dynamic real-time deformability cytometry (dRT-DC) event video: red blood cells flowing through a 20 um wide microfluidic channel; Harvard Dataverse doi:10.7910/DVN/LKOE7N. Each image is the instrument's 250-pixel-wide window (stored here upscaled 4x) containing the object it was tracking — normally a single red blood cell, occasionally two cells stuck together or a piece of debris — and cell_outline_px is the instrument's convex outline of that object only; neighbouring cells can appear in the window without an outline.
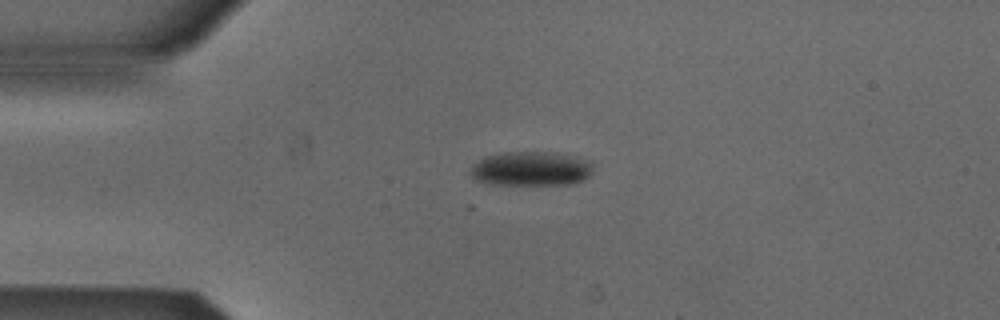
{"species": "Egyptian fruit bat (a non-hibernating species)", "species_latin": "Rousettus aegyptiacus", "temperature_condition": "cold", "stored_images_in_passage": 22, "camera_frame_rate_fps": 3000, "um_per_image_px": 0.085, "animal": {"sex": "male"}, "frame": {"image": 1, "passage_image": 1, "time_ms": 0.0, "image_size_px": [1000, 320], "cell_outline_px": [[592, 172], [584, 180], [572, 184], [484, 184], [476, 180], [468, 172], [472, 164], [488, 156], [504, 152], [544, 152], [576, 156], [592, 164]], "centroid_in_image_um": [45.1, 14.35], "position_along_channel_um": 39.9, "area_um2": 24.45}}
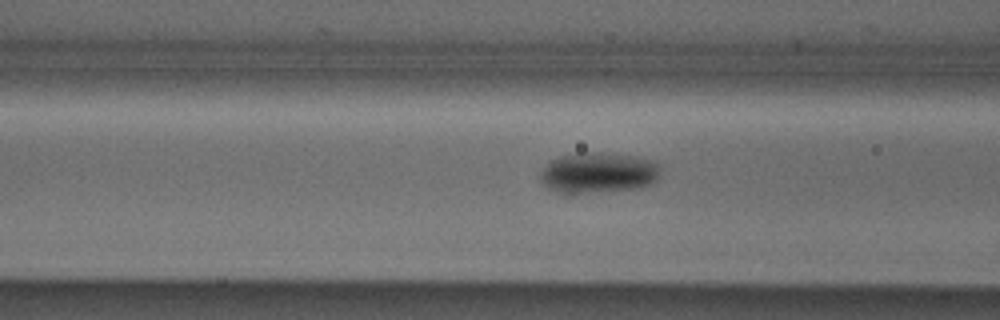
{"frame": {"image": 2, "passage_image": 9, "time_ms": 2.667, "image_size_px": [1000, 320], "cell_outline_px": [[660, 168], [656, 180], [652, 184], [640, 188], [572, 196], [564, 196], [548, 188], [540, 180], [540, 172], [552, 160], [564, 156], [584, 152], [632, 156], [652, 160], [660, 164]], "centroid_in_image_um": [50.84, 14.76], "position_along_channel_um": 115.8, "area_um2": 28.96}}
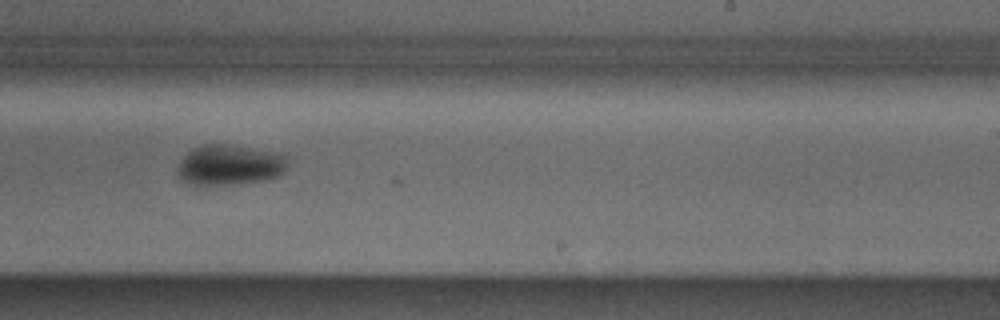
{"frame": {"image": 3, "passage_image": 21, "time_ms": 6.667, "image_size_px": [1000, 320], "cell_outline_px": [[284, 172], [280, 176], [268, 180], [244, 184], [196, 184], [184, 180], [176, 172], [180, 160], [192, 148], [204, 144], [228, 144], [276, 152], [284, 156]], "centroid_in_image_um": [19.52, 14.02], "position_along_channel_um": 269.5, "area_um2": 25.78}}